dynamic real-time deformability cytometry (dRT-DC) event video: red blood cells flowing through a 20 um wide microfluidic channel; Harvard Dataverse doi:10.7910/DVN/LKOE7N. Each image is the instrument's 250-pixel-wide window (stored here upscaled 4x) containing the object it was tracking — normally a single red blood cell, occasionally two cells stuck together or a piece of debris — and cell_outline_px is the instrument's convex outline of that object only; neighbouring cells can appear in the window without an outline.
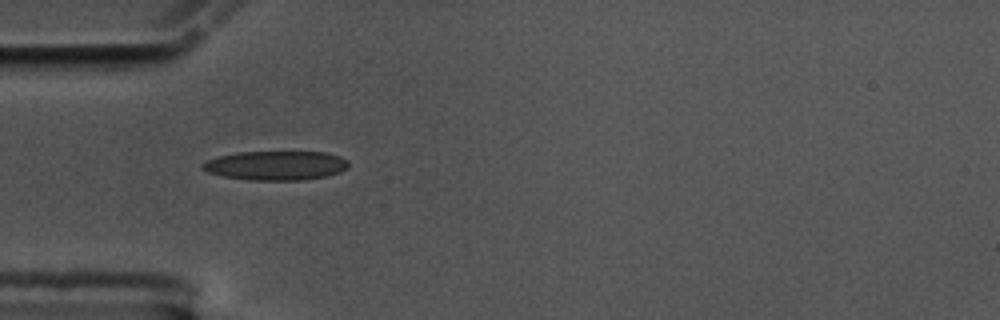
{"species": "common noctule bat (a hibernating species)", "species_latin": "Nyctalus noctula", "temperature_condition": "cold", "stored_images_in_passage": 41, "camera_frame_rate_fps": 3000, "um_per_image_px": 0.085, "animal": {"sex": "male", "body_mass_g": 17.5, "forearm_length_mm": 52.3}, "frame": {"image": 1, "passage_image": 1, "time_ms": 0.0, "image_size_px": [1000, 320], "cell_outline_px": [[348, 168], [340, 172], [324, 176], [304, 180], [248, 180], [224, 176], [208, 172], [200, 168], [200, 164], [208, 160], [220, 156], [240, 152], [324, 152], [340, 156], [348, 160]], "centroid_in_image_um": [23.46, 14.07], "position_along_channel_um": 61.5, "area_um2": 24.8}}
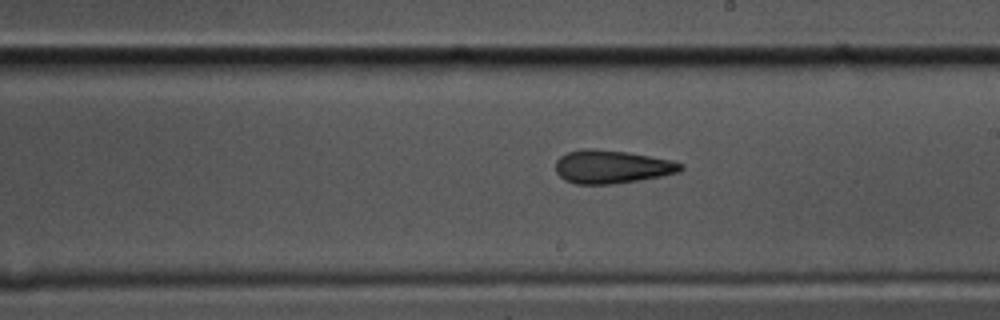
{"frame": {"image": 2, "passage_image": 16, "time_ms": 5.0, "image_size_px": [1000, 320], "cell_outline_px": [[684, 168], [680, 172], [640, 180], [612, 184], [576, 184], [564, 180], [556, 172], [556, 160], [560, 156], [568, 152], [584, 148], [592, 148], [628, 152], [672, 160], [684, 164]], "centroid_in_image_um": [52.01, 14.17], "position_along_channel_um": 237.0, "area_um2": 24.39}}
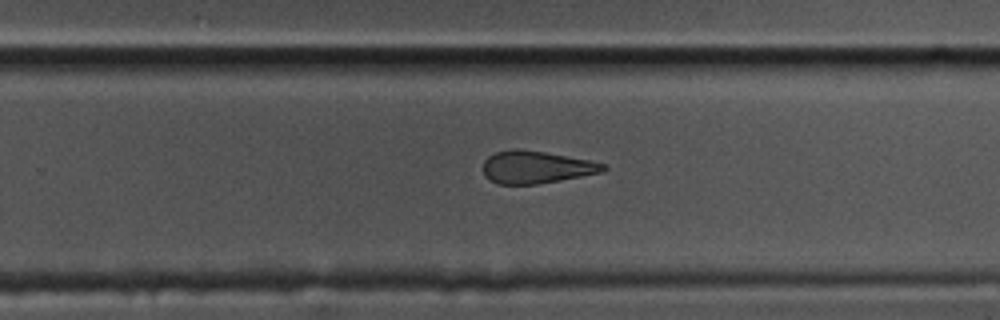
{"frame": {"image": 3, "passage_image": 20, "time_ms": 6.333, "image_size_px": [1000, 320], "cell_outline_px": [[608, 168], [604, 172], [560, 180], [536, 184], [500, 184], [484, 176], [484, 160], [488, 156], [496, 152], [512, 148], [516, 148], [544, 152], [588, 160], [604, 164]], "centroid_in_image_um": [45.57, 14.2], "position_along_channel_um": 284.2, "area_um2": 22.54}, "authors_computed_cell_mechanics": {"area_um2": 24.3916, "velocity_mm_per_s": 3.5459, "shape_relaxation_time_tau1_ms": null, "shape_relaxation_time_tau2_ms": 3.8995, "deformation_change_tau1": null, "deformation_change_tau2": 0.1445}}